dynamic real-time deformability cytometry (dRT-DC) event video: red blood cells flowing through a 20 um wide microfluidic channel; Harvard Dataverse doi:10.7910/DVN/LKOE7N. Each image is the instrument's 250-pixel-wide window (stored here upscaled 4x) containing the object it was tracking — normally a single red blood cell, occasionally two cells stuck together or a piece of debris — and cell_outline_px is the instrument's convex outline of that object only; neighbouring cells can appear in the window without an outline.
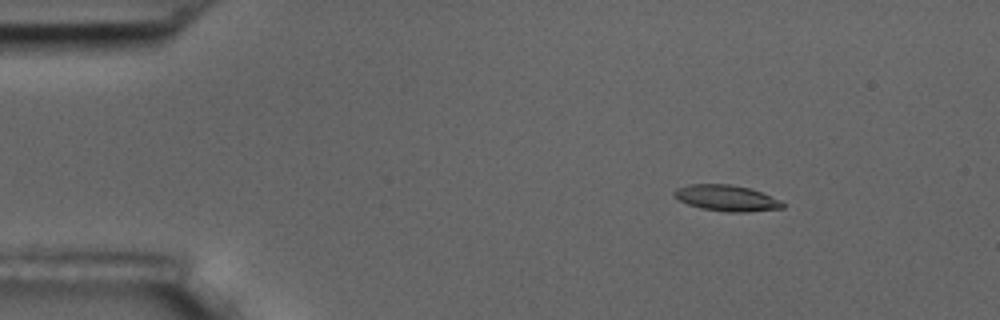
{"species": "common noctule bat (a hibernating species)", "species_latin": "Nyctalus noctula", "temperature_condition": "room temperature", "stored_images_in_passage": 4, "camera_frame_rate_fps": 3000, "um_per_image_px": 0.085, "animal": {"sex": "male", "body_mass_g": 17.5, "forearm_length_mm": 52.3}, "frame": {"image": 1, "passage_image": 2, "time_ms": 1.333, "image_size_px": [1000, 320], "cell_outline_px": [[784, 208], [748, 212], [728, 212], [700, 208], [688, 204], [672, 196], [672, 192], [676, 188], [688, 184], [732, 184], [752, 188], [780, 200], [784, 204]], "centroid_in_image_um": [61.74, 16.83], "position_along_channel_um": 23.3, "area_um2": 16.65}}